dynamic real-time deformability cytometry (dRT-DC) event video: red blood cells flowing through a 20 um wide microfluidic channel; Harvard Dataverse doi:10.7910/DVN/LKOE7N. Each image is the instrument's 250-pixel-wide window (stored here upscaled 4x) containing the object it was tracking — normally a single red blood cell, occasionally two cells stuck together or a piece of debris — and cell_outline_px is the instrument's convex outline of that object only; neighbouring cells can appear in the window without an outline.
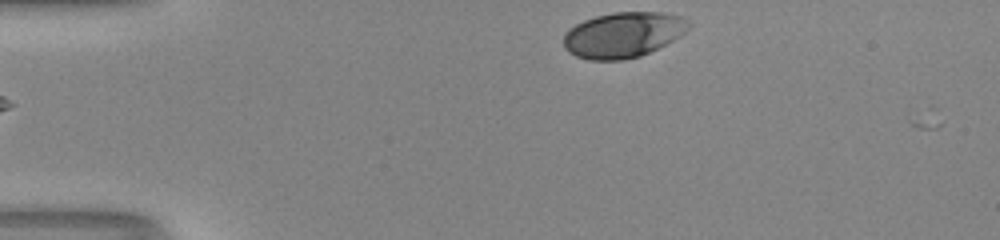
{"species": "human", "species_latin": "Homo sapiens", "temperature_condition": "room temperature", "stored_images_in_passage": 4, "camera_frame_rate_fps": 3000, "um_per_image_px": 0.085, "donor": {"sex": "male"}, "frame": {"image": 1, "passage_image": 1, "time_ms": 0.0, "image_size_px": [1000, 240], "cell_outline_px": [[692, 24], [680, 36], [640, 56], [624, 60], [588, 60], [576, 56], [568, 52], [564, 48], [564, 32], [568, 28], [584, 20], [596, 16], [612, 12], [664, 12], [680, 16], [688, 20]], "centroid_in_image_um": [52.94, 2.95], "position_along_channel_um": 32.1, "area_um2": 33.18}}